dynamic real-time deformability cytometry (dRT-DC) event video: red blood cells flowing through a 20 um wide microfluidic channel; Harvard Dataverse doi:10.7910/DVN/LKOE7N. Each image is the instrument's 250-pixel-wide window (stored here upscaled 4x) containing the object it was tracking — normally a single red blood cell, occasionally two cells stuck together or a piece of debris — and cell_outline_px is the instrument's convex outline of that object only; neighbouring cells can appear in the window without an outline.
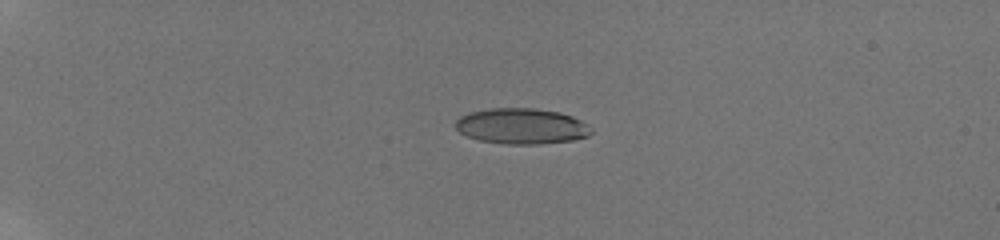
{"species": "human", "species_latin": "Homo sapiens", "temperature_condition": "room temperature", "stored_images_in_passage": 85, "camera_frame_rate_fps": 3000, "um_per_image_px": 0.085, "donor": {"sex": "male"}, "frame": {"image": 1, "passage_image": 15, "time_ms": 3.0, "image_size_px": [1000, 240], "cell_outline_px": [[592, 132], [588, 136], [572, 140], [540, 144], [508, 144], [480, 140], [468, 136], [460, 132], [456, 128], [456, 120], [460, 116], [468, 112], [488, 108], [536, 108], [560, 112], [572, 116], [580, 120], [592, 128]], "centroid_in_image_um": [44.33, 10.71], "position_along_channel_um": 40.7, "area_um2": 28.26}}
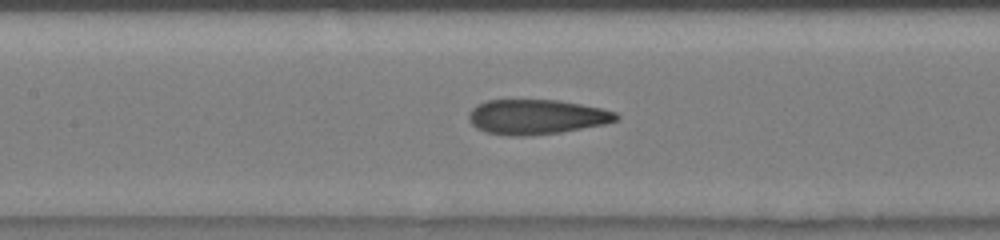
{"frame": {"image": 2, "passage_image": 40, "time_ms": 8.0, "image_size_px": [1000, 240], "cell_outline_px": [[620, 120], [604, 124], [560, 132], [528, 136], [508, 136], [484, 132], [476, 128], [468, 120], [468, 116], [472, 108], [476, 104], [488, 100], [560, 100], [600, 108], [616, 112], [620, 116]], "centroid_in_image_um": [45.58, 9.94], "position_along_channel_um": 161.8, "area_um2": 30.11}}
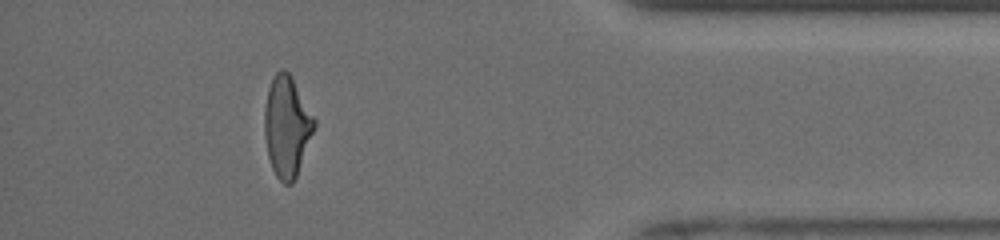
{"frame": {"image": 3, "passage_image": 77, "time_ms": 15.0, "image_size_px": [1000, 240], "cell_outline_px": [[316, 124], [296, 176], [292, 184], [284, 184], [276, 176], [272, 168], [268, 156], [264, 136], [264, 108], [268, 88], [276, 72], [280, 68], [284, 68], [292, 76], [316, 120]], "centroid_in_image_um": [24.37, 10.72], "position_along_channel_um": 410.8, "area_um2": 29.19}, "authors_computed_cell_mechanics": {"area_um2": 29.189, "velocity_mm_per_s": 3.9438, "shape_relaxation_time_tau1_ms": 5.1706, "shape_relaxation_time_tau2_ms": 1.2906, "deformation_change_tau1": 0.19, "deformation_change_tau2": 0.0808}}